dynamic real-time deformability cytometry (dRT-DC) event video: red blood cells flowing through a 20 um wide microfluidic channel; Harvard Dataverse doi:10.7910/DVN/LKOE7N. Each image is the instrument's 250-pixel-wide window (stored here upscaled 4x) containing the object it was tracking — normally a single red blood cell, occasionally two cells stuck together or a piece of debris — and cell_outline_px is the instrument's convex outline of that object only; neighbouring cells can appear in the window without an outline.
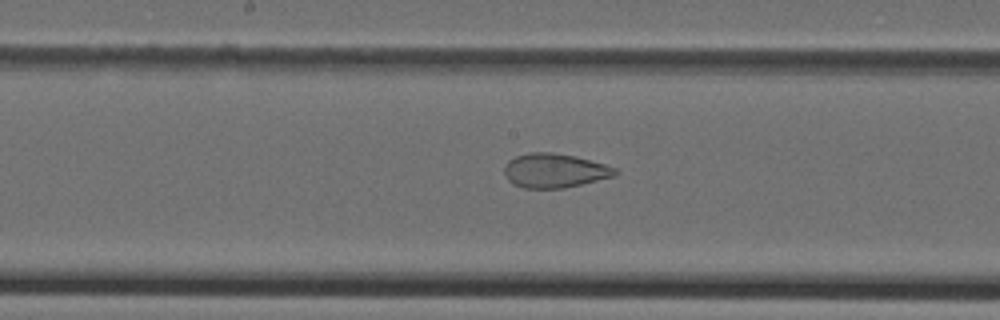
{"species": "Egyptian fruit bat (a non-hibernating species)", "species_latin": "Rousettus aegyptiacus", "temperature_condition": "cold", "stored_images_in_passage": 47, "camera_frame_rate_fps": 3000, "um_per_image_px": 0.085, "animal": {"sex": "female"}, "frame": {"image": 1, "passage_image": 24, "time_ms": 7.667, "image_size_px": [1000, 320], "cell_outline_px": [[620, 172], [612, 176], [564, 188], [524, 188], [512, 184], [508, 180], [504, 172], [504, 168], [508, 160], [516, 156], [528, 152], [552, 152], [576, 156], [604, 164], [616, 168]], "centroid_in_image_um": [47.1, 14.49], "position_along_channel_um": 201.1, "area_um2": 22.02}}
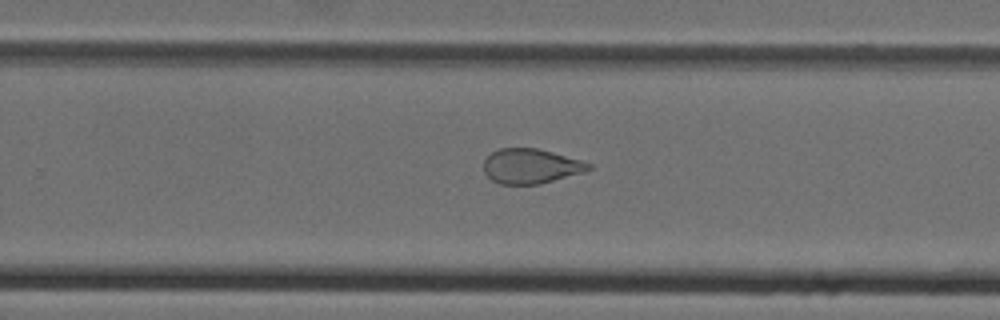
{"frame": {"image": 2, "passage_image": 30, "time_ms": 9.667, "image_size_px": [1000, 320], "cell_outline_px": [[592, 168], [584, 172], [540, 184], [500, 184], [492, 180], [484, 172], [484, 160], [492, 152], [500, 148], [536, 148], [552, 152], [580, 160], [592, 164]], "centroid_in_image_um": [45.11, 14.12], "position_along_channel_um": 284.7, "area_um2": 21.15}}
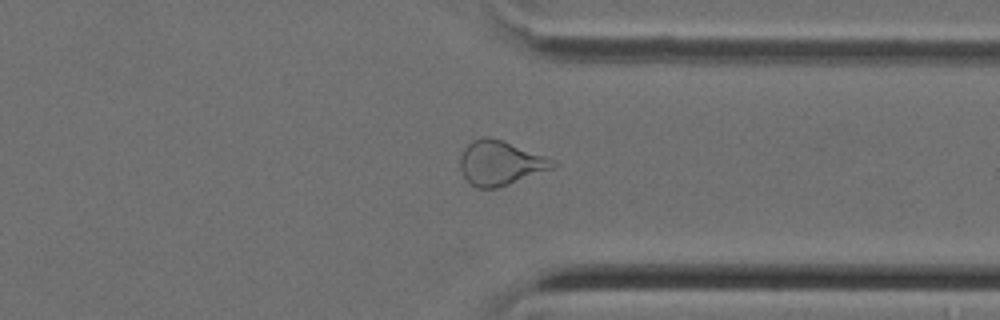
{"frame": {"image": 3, "passage_image": 36, "time_ms": 11.667, "image_size_px": [1000, 320], "cell_outline_px": [[556, 164], [552, 168], [508, 184], [496, 188], [476, 188], [464, 176], [460, 168], [460, 156], [464, 148], [472, 140], [484, 136], [488, 136], [500, 140], [556, 160]], "centroid_in_image_um": [42.49, 13.85], "position_along_channel_um": 368.9, "area_um2": 23.52}}